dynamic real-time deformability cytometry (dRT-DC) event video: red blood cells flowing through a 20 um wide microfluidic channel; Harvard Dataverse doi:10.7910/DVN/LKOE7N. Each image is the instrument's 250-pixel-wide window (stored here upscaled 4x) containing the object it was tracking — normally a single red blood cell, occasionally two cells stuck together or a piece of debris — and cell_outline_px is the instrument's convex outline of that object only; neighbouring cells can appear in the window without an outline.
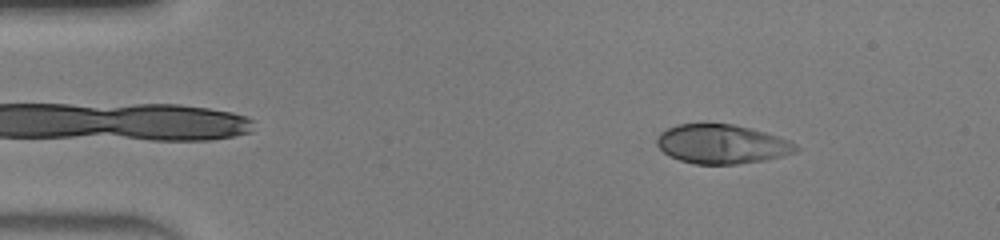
{"species": "human", "species_latin": "Homo sapiens", "temperature_condition": "warm", "stored_images_in_passage": 47, "camera_frame_rate_fps": 3000, "um_per_image_px": 0.085, "donor": {"sex": "male"}, "frame": {"image": 1, "passage_image": 6, "time_ms": 1.667, "image_size_px": [1000, 240], "cell_outline_px": [[800, 148], [796, 152], [784, 156], [764, 160], [736, 164], [696, 164], [680, 160], [668, 156], [656, 144], [656, 136], [660, 132], [676, 124], [736, 124], [752, 128], [788, 140]], "centroid_in_image_um": [61.34, 12.25], "position_along_channel_um": 23.7, "area_um2": 31.79}}
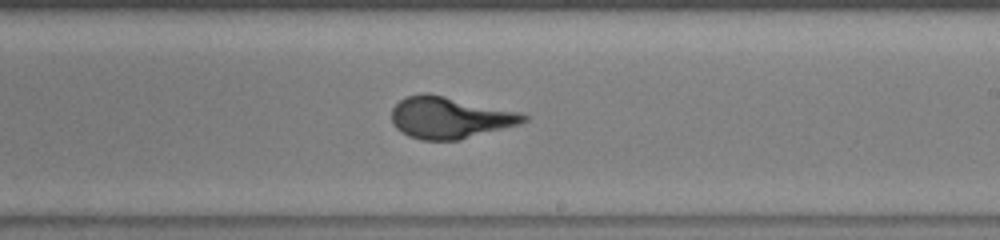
{"frame": {"image": 2, "passage_image": 28, "time_ms": 9.0, "image_size_px": [1000, 240], "cell_outline_px": [[528, 120], [520, 124], [460, 140], [420, 140], [408, 136], [396, 128], [392, 124], [392, 108], [400, 100], [408, 96], [424, 92], [428, 92], [524, 112], [528, 116]], "centroid_in_image_um": [38.27, 9.99], "position_along_channel_um": 250.7, "area_um2": 32.54}}
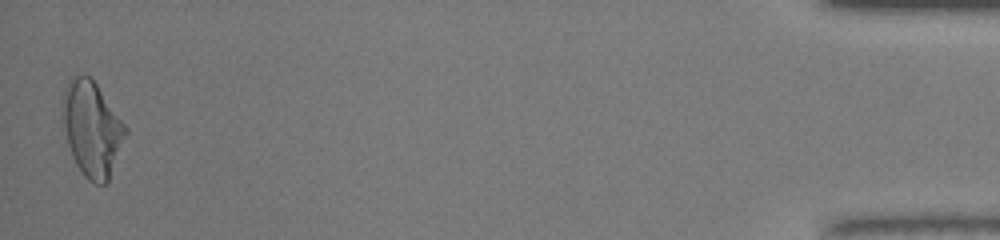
{"frame": {"image": 3, "passage_image": 47, "time_ms": 15.333, "image_size_px": [1000, 240], "cell_outline_px": [[128, 132], [108, 180], [104, 184], [92, 184], [84, 176], [76, 164], [72, 156], [68, 144], [64, 124], [60, 100], [64, 88], [68, 80], [76, 76], [88, 76], [96, 84], [128, 128]], "centroid_in_image_um": [7.8, 10.95], "position_along_channel_um": 427.4, "area_um2": 34.68}}